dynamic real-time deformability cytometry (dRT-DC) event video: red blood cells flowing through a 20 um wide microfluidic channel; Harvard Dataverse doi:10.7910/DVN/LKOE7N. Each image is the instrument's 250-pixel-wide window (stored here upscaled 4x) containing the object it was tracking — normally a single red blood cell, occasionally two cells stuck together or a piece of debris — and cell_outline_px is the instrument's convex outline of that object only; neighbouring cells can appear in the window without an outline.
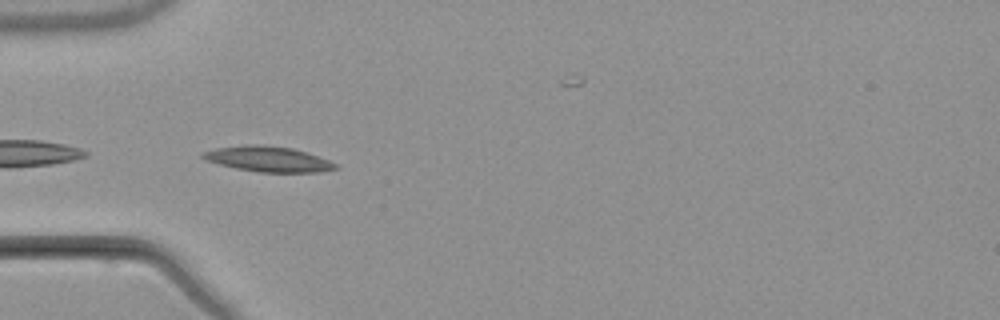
{"species": "common noctule bat (a hibernating species)", "species_latin": "Nyctalus noctula", "temperature_condition": "warm", "stored_images_in_passage": 8, "camera_frame_rate_fps": 3000, "um_per_image_px": 0.085, "animal": {"sex": "male", "body_mass_g": 21.5, "forearm_length_mm": 52.0}, "frame": {"image": 1, "passage_image": 4, "time_ms": 3.667, "image_size_px": [1000, 320], "cell_outline_px": [[340, 168], [320, 172], [260, 172], [236, 168], [204, 160], [200, 156], [200, 152], [216, 148], [244, 144], [264, 144], [292, 148], [328, 160], [336, 164]], "centroid_in_image_um": [22.74, 13.51], "position_along_channel_um": 62.3, "area_um2": 19.65}}
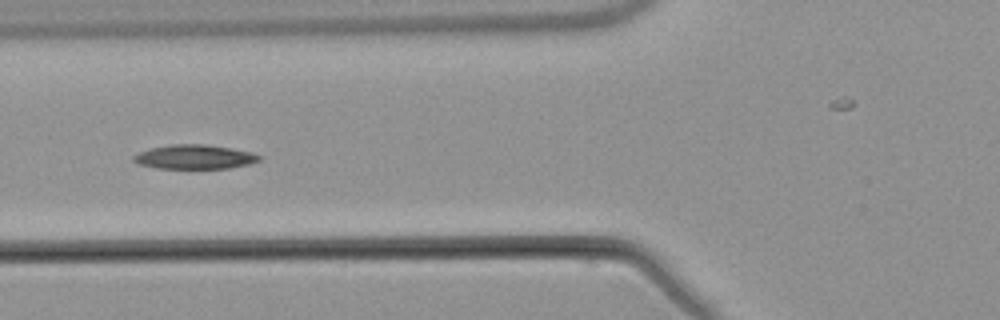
{"frame": {"image": 2, "passage_image": 5, "time_ms": 5.0, "image_size_px": [1000, 320], "cell_outline_px": [[260, 160], [248, 164], [228, 168], [156, 168], [136, 164], [132, 160], [132, 156], [140, 152], [152, 148], [172, 144], [208, 144], [232, 148], [252, 152], [260, 156]], "centroid_in_image_um": [16.51, 13.33], "position_along_channel_um": 109.3, "area_um2": 17.74}}
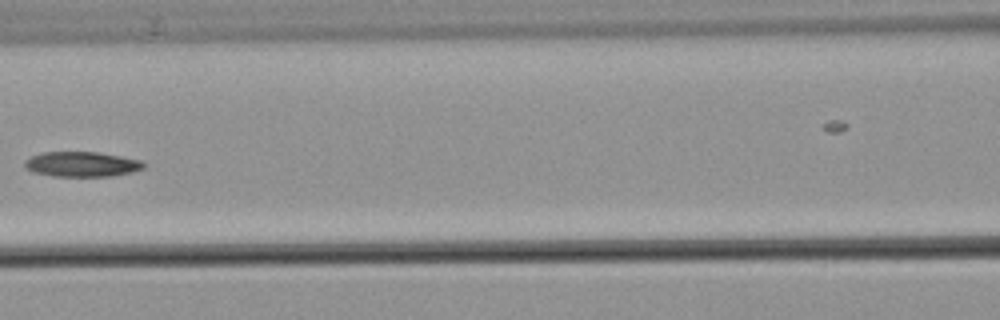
{"frame": {"image": 3, "passage_image": 6, "time_ms": 6.333, "image_size_px": [1000, 320], "cell_outline_px": [[144, 168], [132, 172], [112, 176], [52, 176], [32, 172], [24, 168], [24, 160], [32, 156], [44, 152], [96, 152], [120, 156], [140, 160], [144, 164]], "centroid_in_image_um": [6.91, 13.96], "position_along_channel_um": 159.7, "area_um2": 17.34}}